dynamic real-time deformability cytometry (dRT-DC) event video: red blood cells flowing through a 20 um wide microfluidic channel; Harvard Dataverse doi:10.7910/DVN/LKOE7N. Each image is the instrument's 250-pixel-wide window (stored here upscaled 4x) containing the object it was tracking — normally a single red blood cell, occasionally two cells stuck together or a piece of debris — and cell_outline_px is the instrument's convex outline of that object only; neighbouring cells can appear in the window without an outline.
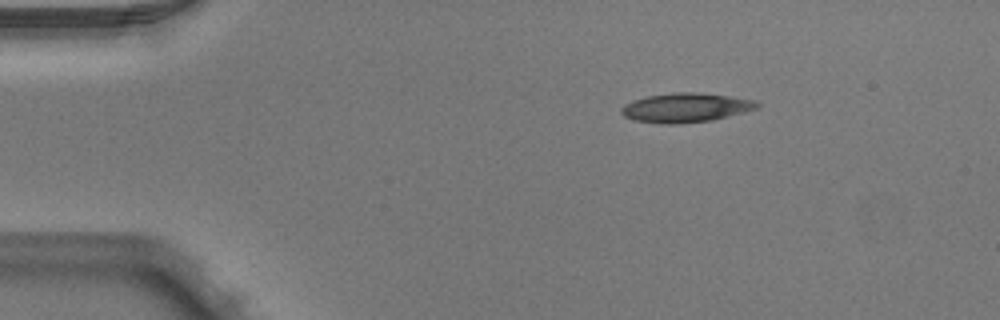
{"species": "Egyptian fruit bat (a non-hibernating species)", "species_latin": "Rousettus aegyptiacus", "temperature_condition": "warm", "stored_images_in_passage": 3, "camera_frame_rate_fps": 3000, "um_per_image_px": 0.085, "animal": {"sex": "male"}, "frame": {"image": 1, "passage_image": 1, "time_ms": 0.0, "image_size_px": [1000, 320], "cell_outline_px": [[760, 104], [756, 108], [744, 112], [712, 120], [676, 124], [660, 124], [636, 120], [624, 116], [620, 112], [620, 108], [624, 104], [632, 100], [648, 96], [672, 92], [696, 92], [728, 96], [752, 100]], "centroid_in_image_um": [58.22, 9.15], "position_along_channel_um": 26.8, "area_um2": 23.0}}
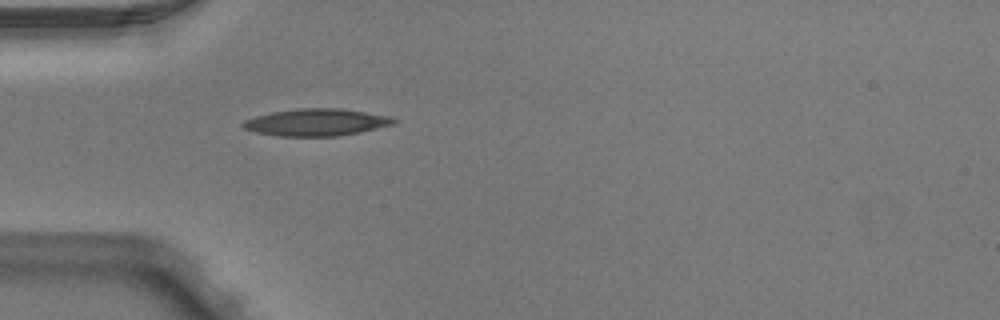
{"frame": {"image": 2, "passage_image": 3, "time_ms": 0.667, "image_size_px": [1000, 320], "cell_outline_px": [[400, 120], [396, 124], [360, 132], [336, 136], [276, 136], [256, 132], [244, 128], [240, 124], [244, 120], [256, 116], [272, 112], [300, 108], [340, 108], [392, 116]], "centroid_in_image_um": [26.94, 10.39], "position_along_channel_um": 58.1, "area_um2": 23.99}}